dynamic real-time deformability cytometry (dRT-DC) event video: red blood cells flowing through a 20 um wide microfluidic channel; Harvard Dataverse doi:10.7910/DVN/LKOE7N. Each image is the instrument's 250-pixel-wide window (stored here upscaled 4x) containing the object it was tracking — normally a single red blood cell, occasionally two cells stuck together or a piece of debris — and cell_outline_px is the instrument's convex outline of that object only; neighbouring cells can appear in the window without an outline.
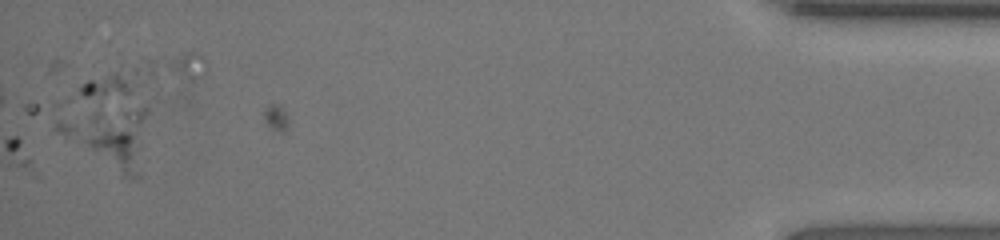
{"species": "human", "species_latin": "Homo sapiens", "temperature_condition": "room temperature", "stored_images_in_passage": 48, "camera_frame_rate_fps": 3000, "um_per_image_px": 0.085, "donor": {"sex": "female"}, "frame": {"image": 1, "passage_image": 48, "time_ms": 15.667, "image_size_px": [1000, 240], "cell_outline_px": [[148, 108], [132, 176], [124, 176], [64, 136], [56, 128], [56, 124], [60, 120], [96, 112], [140, 108]], "centroid_in_image_um": [9.21, 11.56], "position_along_channel_um": 426.0, "area_um2": 26.93}}